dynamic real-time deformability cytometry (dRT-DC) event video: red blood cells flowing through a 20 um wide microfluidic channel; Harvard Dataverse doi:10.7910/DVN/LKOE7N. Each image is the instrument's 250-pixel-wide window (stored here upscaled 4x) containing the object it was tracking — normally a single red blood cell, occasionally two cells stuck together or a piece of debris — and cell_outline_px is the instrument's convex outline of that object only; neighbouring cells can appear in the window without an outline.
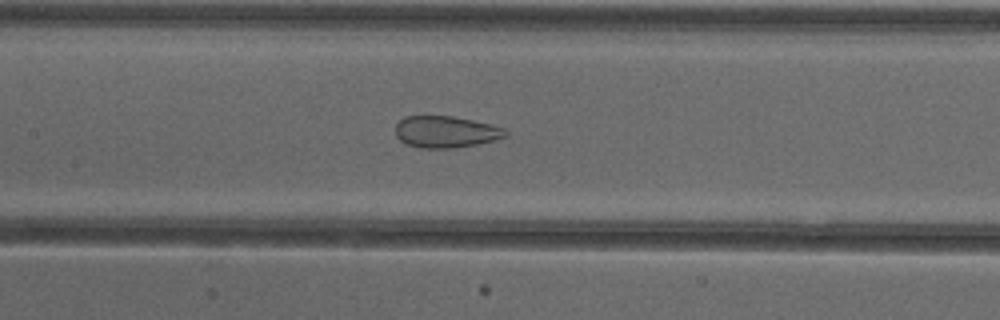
{"species": "common noctule bat (a hibernating species)", "species_latin": "Nyctalus noctula", "temperature_condition": "cold", "stored_images_in_passage": 15, "camera_frame_rate_fps": 3000, "um_per_image_px": 0.085, "animal": {"sex": "female"}, "frame": {"image": 1, "passage_image": 8, "time_ms": 2.333, "image_size_px": [1000, 320], "cell_outline_px": [[508, 136], [496, 140], [476, 144], [452, 148], [420, 148], [404, 144], [396, 136], [396, 124], [404, 116], [452, 116], [492, 124], [504, 128], [508, 132]], "centroid_in_image_um": [37.9, 11.21], "position_along_channel_um": 169.5, "area_um2": 20.46}}
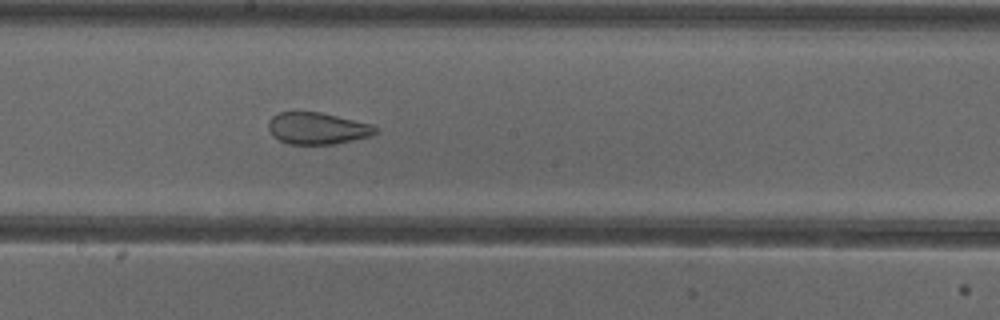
{"frame": {"image": 2, "passage_image": 12, "time_ms": 3.667, "image_size_px": [1000, 320], "cell_outline_px": [[376, 132], [372, 136], [336, 144], [288, 144], [272, 136], [268, 128], [268, 124], [272, 116], [276, 112], [320, 112], [372, 124], [376, 128]], "centroid_in_image_um": [26.96, 10.91], "position_along_channel_um": 221.2, "area_um2": 19.88}}
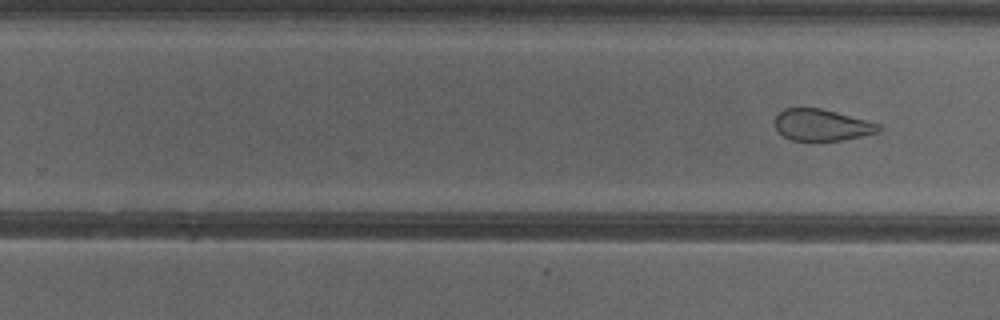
{"frame": {"image": 3, "passage_image": 15, "time_ms": 4.667, "image_size_px": [1000, 320], "cell_outline_px": [[884, 128], [880, 132], [840, 140], [792, 140], [784, 136], [776, 128], [776, 116], [784, 108], [820, 108], [868, 120], [880, 124]], "centroid_in_image_um": [69.9, 10.62], "position_along_channel_um": 259.9, "area_um2": 18.9}}